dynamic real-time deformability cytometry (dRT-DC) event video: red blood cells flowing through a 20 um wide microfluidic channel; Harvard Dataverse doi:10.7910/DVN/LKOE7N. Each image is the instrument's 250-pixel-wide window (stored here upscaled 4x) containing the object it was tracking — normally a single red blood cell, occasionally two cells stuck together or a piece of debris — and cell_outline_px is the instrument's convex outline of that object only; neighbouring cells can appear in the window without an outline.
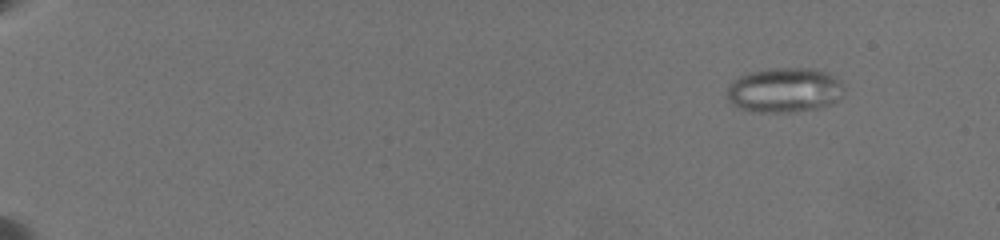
{"species": "common noctule bat (a hibernating species)", "species_latin": "Nyctalus noctula", "temperature_condition": "warm", "stored_images_in_passage": 41, "camera_frame_rate_fps": 3000, "um_per_image_px": 0.085, "animal": {"sex": "female", "body_mass_g": 19.5, "forearm_length_mm": 54.1}, "frame": {"image": 1, "passage_image": 3, "time_ms": 2.0, "image_size_px": [1000, 240], "cell_outline_px": [[844, 88], [840, 96], [836, 100], [828, 104], [816, 108], [792, 112], [756, 112], [740, 108], [732, 104], [728, 100], [728, 88], [740, 76], [752, 72], [768, 68], [816, 68], [828, 72], [840, 80]], "centroid_in_image_um": [66.7, 7.65], "position_along_channel_um": 18.3, "area_um2": 30.29}}
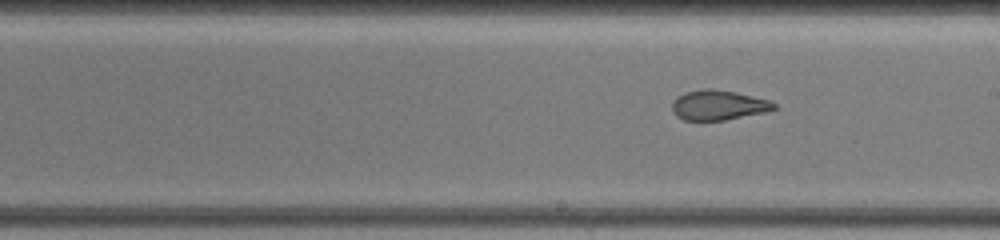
{"frame": {"image": 2, "passage_image": 22, "time_ms": 12.667, "image_size_px": [1000, 240], "cell_outline_px": [[776, 108], [768, 112], [724, 120], [684, 120], [676, 116], [672, 112], [672, 100], [676, 96], [684, 92], [704, 88], [712, 88], [736, 92], [772, 100], [776, 104]], "centroid_in_image_um": [61.06, 8.92], "position_along_channel_um": 227.9, "area_um2": 18.15}}
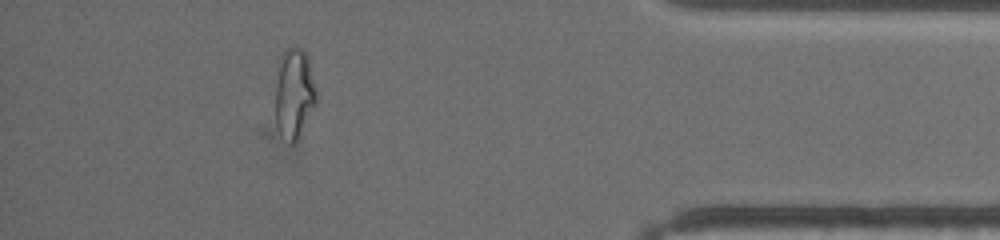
{"frame": {"image": 3, "passage_image": 36, "time_ms": 18.667, "image_size_px": [1000, 240], "cell_outline_px": [[316, 104], [300, 136], [292, 144], [276, 124], [276, 84], [280, 60], [284, 48], [300, 48], [308, 56], [316, 88]], "centroid_in_image_um": [25.03, 7.9], "position_along_channel_um": 410.2, "area_um2": 21.1}, "authors_computed_cell_mechanics": {"area_um2": 21.0392, "velocity_mm_per_s": 3.5858, "shape_relaxation_time_tau1_ms": null, "shape_relaxation_time_tau2_ms": 1.1009, "deformation_change_tau1": null, "deformation_change_tau2": 0.0822}}